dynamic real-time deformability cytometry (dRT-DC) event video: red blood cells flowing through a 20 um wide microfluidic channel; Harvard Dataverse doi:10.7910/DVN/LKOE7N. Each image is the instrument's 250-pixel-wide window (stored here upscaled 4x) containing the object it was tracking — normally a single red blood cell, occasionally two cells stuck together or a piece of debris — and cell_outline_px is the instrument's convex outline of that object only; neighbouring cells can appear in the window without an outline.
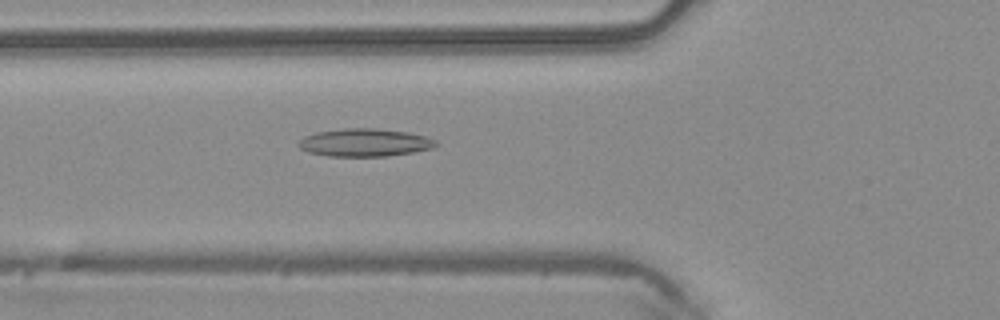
{"species": "common noctule bat (a hibernating species)", "species_latin": "Nyctalus noctula", "temperature_condition": "warm", "stored_images_in_passage": 35, "camera_frame_rate_fps": 3000, "um_per_image_px": 0.085, "animal": {"sex": "male", "body_mass_g": 20.4}, "frame": {"image": 1, "passage_image": 4, "time_ms": 1.0, "image_size_px": [1000, 320], "cell_outline_px": [[436, 144], [432, 148], [412, 152], [388, 156], [328, 156], [308, 152], [300, 148], [296, 144], [304, 136], [316, 132], [344, 128], [376, 128], [408, 132], [424, 136], [436, 140]], "centroid_in_image_um": [30.96, 12.11], "position_along_channel_um": 94.8, "area_um2": 22.25}}
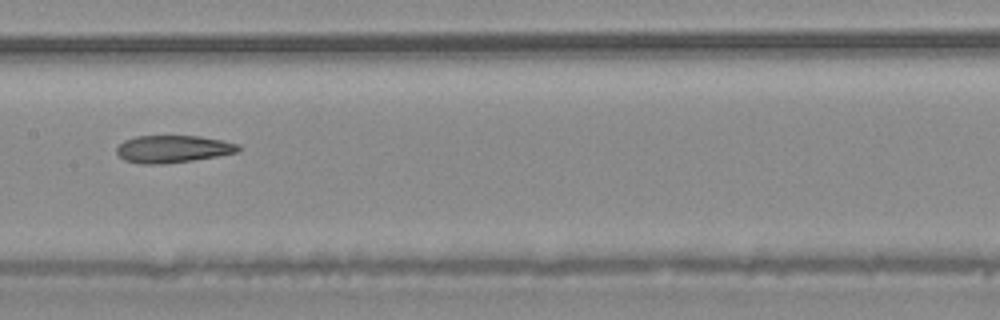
{"frame": {"image": 2, "passage_image": 11, "time_ms": 3.333, "image_size_px": [1000, 320], "cell_outline_px": [[240, 152], [168, 164], [144, 164], [124, 160], [116, 152], [116, 148], [124, 140], [136, 136], [200, 136], [240, 144]], "centroid_in_image_um": [14.7, 12.66], "position_along_channel_um": 192.7, "area_um2": 19.42}}
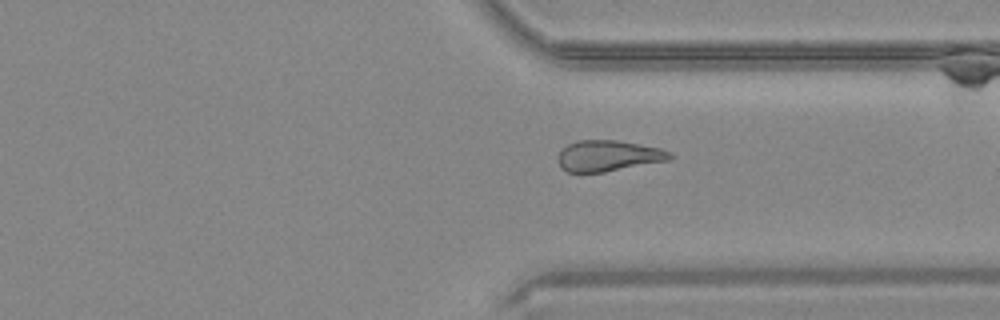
{"frame": {"image": 3, "passage_image": 23, "time_ms": 7.333, "image_size_px": [1000, 320], "cell_outline_px": [[672, 156], [668, 160], [604, 172], [568, 172], [560, 168], [560, 152], [568, 144], [580, 140], [616, 140], [660, 148], [672, 152]], "centroid_in_image_um": [51.72, 13.24], "position_along_channel_um": 359.7, "area_um2": 19.83}, "authors_computed_cell_mechanics": {"area_um2": 20.3456, "velocity_mm_per_s": 4.1667, "shape_relaxation_time_tau1_ms": null, "shape_relaxation_time_tau2_ms": 4.8654, "deformation_change_tau1": null, "deformation_change_tau2": 0.1564}}